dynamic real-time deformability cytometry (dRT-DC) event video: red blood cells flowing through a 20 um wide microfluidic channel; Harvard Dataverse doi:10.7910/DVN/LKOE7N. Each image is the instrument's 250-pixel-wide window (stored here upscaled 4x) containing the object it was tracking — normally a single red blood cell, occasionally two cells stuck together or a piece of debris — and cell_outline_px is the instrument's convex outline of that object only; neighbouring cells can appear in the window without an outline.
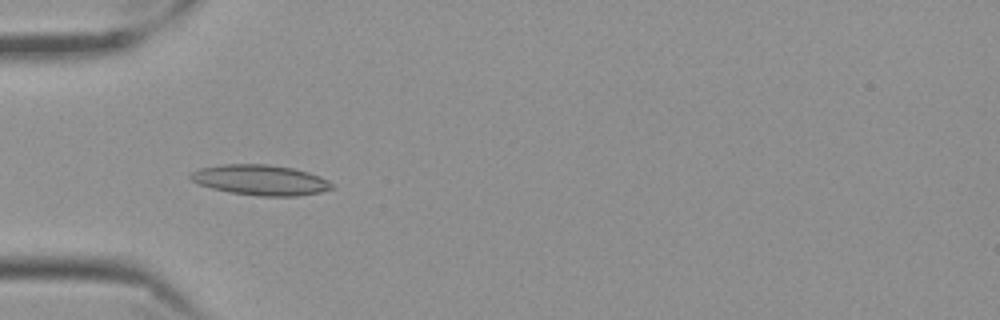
{"species": "Egyptian fruit bat (a non-hibernating species)", "species_latin": "Rousettus aegyptiacus", "temperature_condition": "cold", "stored_images_in_passage": 49, "camera_frame_rate_fps": 3000, "um_per_image_px": 0.085, "frame": {"image": 1, "passage_image": 9, "time_ms": 2.667, "image_size_px": [1000, 320], "cell_outline_px": [[332, 188], [320, 192], [296, 196], [256, 196], [232, 192], [212, 188], [200, 184], [192, 180], [188, 176], [192, 172], [200, 168], [220, 164], [268, 164], [292, 168], [308, 172], [320, 176], [328, 180], [332, 184]], "centroid_in_image_um": [22.13, 15.29], "position_along_channel_um": 62.9, "area_um2": 24.85}}
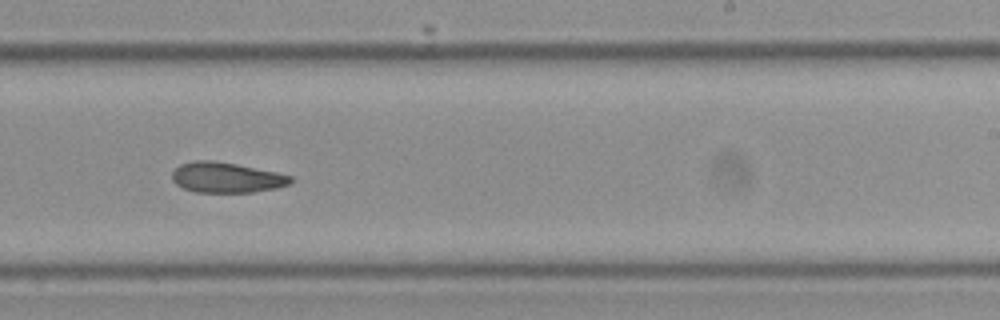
{"frame": {"image": 2, "passage_image": 27, "time_ms": 8.667, "image_size_px": [1000, 320], "cell_outline_px": [[292, 184], [276, 188], [252, 192], [196, 192], [184, 188], [176, 184], [172, 180], [172, 172], [180, 164], [192, 160], [212, 160], [236, 164], [276, 172], [292, 176]], "centroid_in_image_um": [19.24, 15.08], "position_along_channel_um": 269.8, "area_um2": 20.98}}
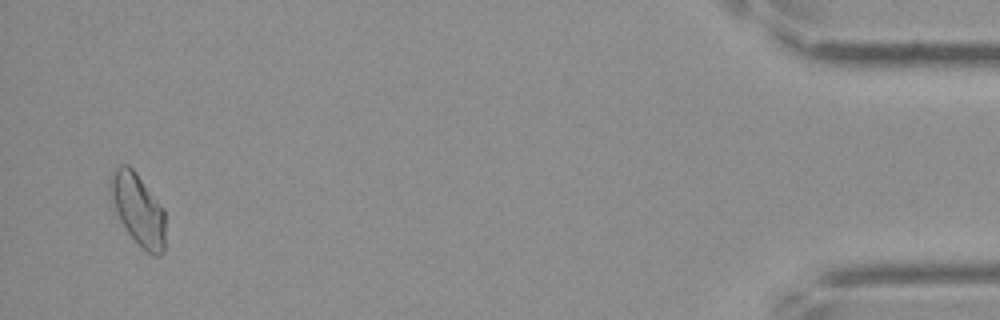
{"frame": {"image": 3, "passage_image": 47, "time_ms": 15.333, "image_size_px": [1000, 320], "cell_outline_px": [[164, 252], [160, 256], [156, 256], [140, 248], [128, 232], [120, 220], [112, 200], [108, 180], [116, 168], [120, 164], [128, 164], [136, 172], [164, 208]], "centroid_in_image_um": [11.74, 17.8], "position_along_channel_um": 423.5, "area_um2": 22.89}, "authors_computed_cell_mechanics": {"area_um2": 21.964, "velocity_mm_per_s": 3.4829, "shape_relaxation_time_tau1_ms": 8.7286, "shape_relaxation_time_tau2_ms": null, "deformation_change_tau1": 0.1343, "deformation_change_tau2": null}}